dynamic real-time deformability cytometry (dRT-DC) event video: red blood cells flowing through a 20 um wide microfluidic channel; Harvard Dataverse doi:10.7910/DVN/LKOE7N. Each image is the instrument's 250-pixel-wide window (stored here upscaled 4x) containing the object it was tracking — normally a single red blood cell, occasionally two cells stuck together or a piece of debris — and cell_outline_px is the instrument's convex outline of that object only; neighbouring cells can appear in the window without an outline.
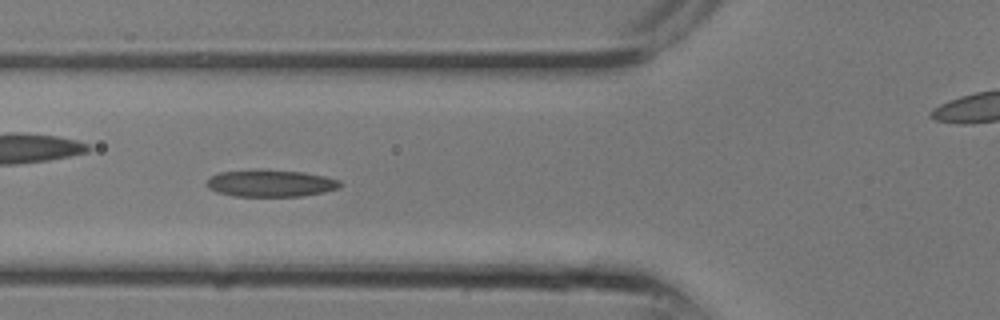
{"species": "common noctule bat (a hibernating species)", "species_latin": "Nyctalus noctula", "temperature_condition": "room temperature", "stored_images_in_passage": 6, "camera_frame_rate_fps": 3000, "um_per_image_px": 0.085, "animal": {"sex": "male", "body_mass_g": 13.3}, "frame": {"image": 1, "passage_image": 3, "time_ms": 0.667, "image_size_px": [1000, 320], "cell_outline_px": [[344, 184], [340, 188], [324, 192], [300, 196], [232, 196], [216, 192], [208, 188], [208, 180], [212, 176], [220, 172], [304, 172], [324, 176], [340, 180]], "centroid_in_image_um": [23.08, 15.63], "position_along_channel_um": 102.7, "area_um2": 20.11}}
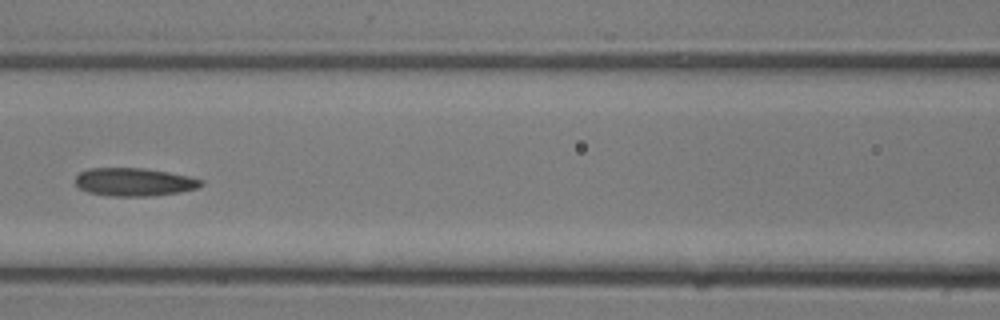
{"frame": {"image": 2, "passage_image": 5, "time_ms": 1.333, "image_size_px": [1000, 320], "cell_outline_px": [[204, 184], [196, 188], [180, 192], [152, 196], [112, 196], [88, 192], [80, 188], [76, 184], [76, 176], [80, 172], [88, 168], [144, 168], [168, 172], [188, 176], [204, 180]], "centroid_in_image_um": [11.42, 15.47], "position_along_channel_um": 155.2, "area_um2": 20.58}}